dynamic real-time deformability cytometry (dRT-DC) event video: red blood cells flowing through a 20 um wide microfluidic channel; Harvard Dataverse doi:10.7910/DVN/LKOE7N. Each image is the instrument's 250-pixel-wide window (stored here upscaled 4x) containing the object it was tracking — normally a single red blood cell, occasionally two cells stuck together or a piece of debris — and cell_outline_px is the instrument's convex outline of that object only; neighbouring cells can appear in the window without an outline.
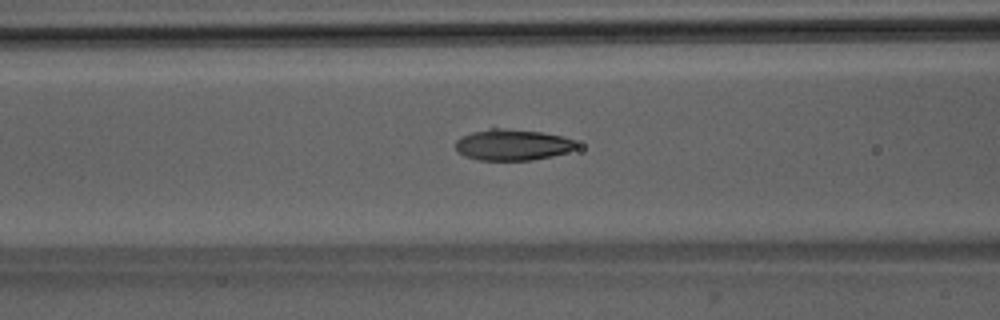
{"species": "Egyptian fruit bat (a non-hibernating species)", "species_latin": "Rousettus aegyptiacus", "temperature_condition": "room temperature", "stored_images_in_passage": 38, "camera_frame_rate_fps": 3000, "um_per_image_px": 0.085, "animal": {"sex": "male"}, "frame": {"image": 1, "passage_image": 8, "time_ms": 2.333, "image_size_px": [1000, 320], "cell_outline_px": [[576, 148], [568, 152], [552, 156], [532, 160], [480, 160], [464, 156], [456, 148], [456, 140], [472, 132], [492, 128], [496, 128], [540, 132], [564, 136], [572, 140], [576, 144]], "centroid_in_image_um": [43.57, 12.32], "position_along_channel_um": 123.0, "area_um2": 21.62}}
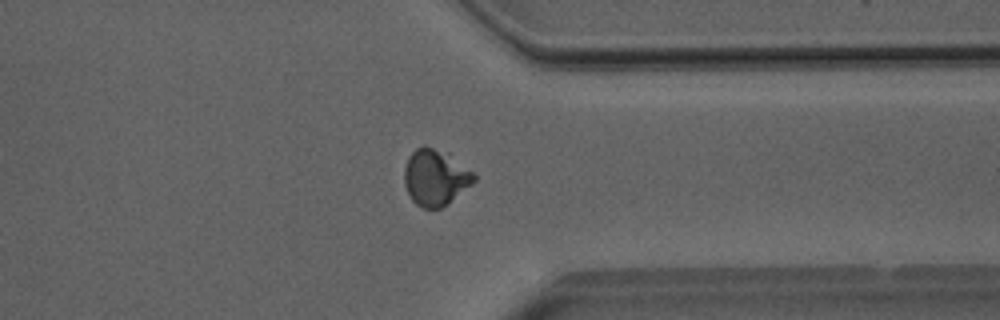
{"frame": {"image": 2, "passage_image": 27, "time_ms": 8.667, "image_size_px": [1000, 320], "cell_outline_px": [[476, 180], [472, 184], [448, 204], [440, 208], [424, 208], [416, 204], [412, 200], [404, 184], [404, 168], [408, 156], [416, 148], [424, 144], [448, 152], [472, 172], [476, 176]], "centroid_in_image_um": [36.99, 15.06], "position_along_channel_um": 374.4, "area_um2": 23.0}}
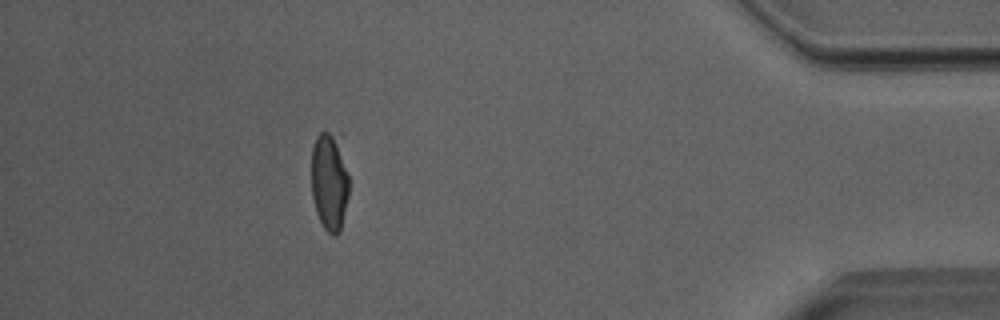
{"frame": {"image": 3, "passage_image": 33, "time_ms": 10.667, "image_size_px": [1000, 320], "cell_outline_px": [[348, 196], [340, 232], [336, 236], [332, 236], [324, 228], [316, 212], [312, 200], [312, 148], [316, 136], [320, 132], [344, 132], [348, 176]], "centroid_in_image_um": [28.05, 15.28], "position_along_channel_um": 407.2, "area_um2": 22.72}, "authors_computed_cell_mechanics": {"area_um2": 22.5709, "velocity_mm_per_s": 4.0153, "shape_relaxation_time_tau1_ms": 8.2845, "shape_relaxation_time_tau2_ms": 1.4851, "deformation_change_tau1": 0.2272, "deformation_change_tau2": 0.0416}}